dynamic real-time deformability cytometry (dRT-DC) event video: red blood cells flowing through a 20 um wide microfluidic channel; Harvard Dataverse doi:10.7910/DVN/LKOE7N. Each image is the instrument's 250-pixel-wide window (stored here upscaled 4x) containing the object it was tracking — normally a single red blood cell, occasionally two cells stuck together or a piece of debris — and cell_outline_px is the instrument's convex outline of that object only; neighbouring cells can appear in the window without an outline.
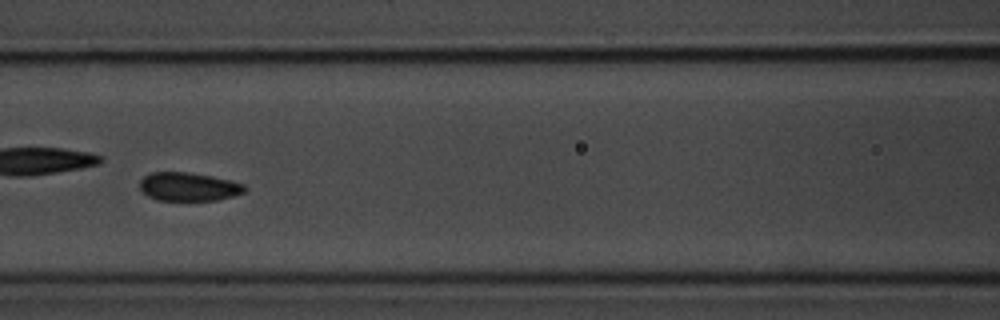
{"species": "common noctule bat (a hibernating species)", "species_latin": "Nyctalus noctula", "temperature_condition": "room temperature", "stored_images_in_passage": 56, "camera_frame_rate_fps": 3000, "um_per_image_px": 0.085, "animal": {"sex": "male", "body_mass_g": 20.1, "forearm_length_mm": 53.5}, "frame": {"image": 1, "passage_image": 25, "time_ms": 8.0, "image_size_px": [1000, 320], "cell_outline_px": [[248, 188], [244, 192], [232, 196], [216, 200], [156, 200], [148, 196], [140, 188], [140, 180], [144, 176], [152, 172], [188, 172], [212, 176], [232, 180], [244, 184]], "centroid_in_image_um": [16.05, 15.86], "position_along_channel_um": 150.6, "area_um2": 17.46}}
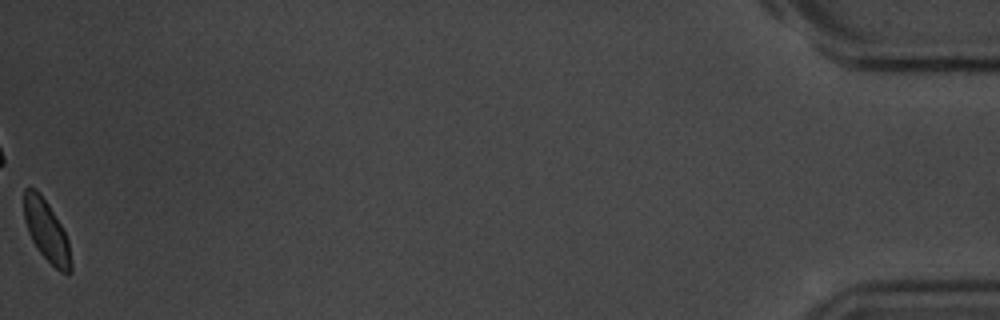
{"frame": {"image": 2, "passage_image": 56, "time_ms": 18.333, "image_size_px": [1000, 320], "cell_outline_px": [[72, 272], [68, 276], [60, 272], [36, 248], [28, 232], [24, 220], [24, 188], [36, 188], [40, 192], [48, 204], [60, 224], [68, 240], [72, 264]], "centroid_in_image_um": [3.96, 19.65], "position_along_channel_um": 431.2, "area_um2": 16.76}}